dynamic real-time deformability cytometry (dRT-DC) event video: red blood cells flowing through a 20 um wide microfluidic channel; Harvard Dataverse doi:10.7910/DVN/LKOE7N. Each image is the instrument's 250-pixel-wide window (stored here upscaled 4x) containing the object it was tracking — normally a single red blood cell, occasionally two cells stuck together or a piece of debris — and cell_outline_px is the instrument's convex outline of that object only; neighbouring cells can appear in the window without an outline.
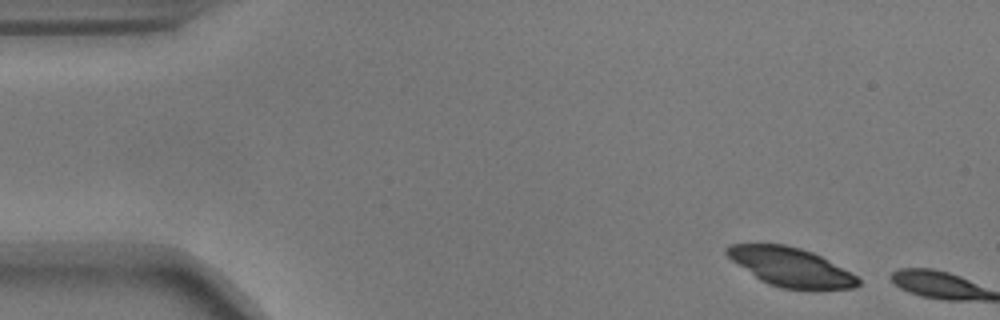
{"species": "common noctule bat (a hibernating species)", "species_latin": "Nyctalus noctula", "temperature_condition": "warm", "stored_images_in_passage": 2, "camera_frame_rate_fps": 3000, "um_per_image_px": 0.085, "animal": {"sex": "male", "body_mass_g": 17.9}, "frame": {"image": 1, "passage_image": 1, "time_ms": 0.0, "image_size_px": [1000, 320], "cell_outline_px": [[860, 284], [856, 288], [780, 288], [768, 284], [760, 280], [732, 260], [724, 252], [724, 248], [732, 244], [784, 244], [800, 248], [812, 252], [820, 256], [856, 276], [860, 280]], "centroid_in_image_um": [67.16, 22.68], "position_along_channel_um": 17.8, "area_um2": 29.02}}